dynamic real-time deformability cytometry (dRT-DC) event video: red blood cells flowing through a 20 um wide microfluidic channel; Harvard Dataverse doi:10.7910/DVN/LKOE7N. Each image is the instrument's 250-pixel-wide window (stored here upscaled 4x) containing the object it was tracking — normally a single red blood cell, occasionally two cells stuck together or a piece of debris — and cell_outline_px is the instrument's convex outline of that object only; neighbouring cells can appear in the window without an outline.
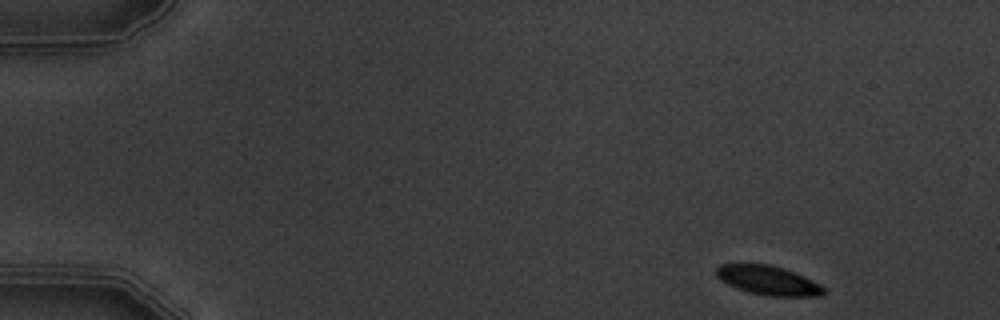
{"species": "common noctule bat (a hibernating species)", "species_latin": "Nyctalus noctula", "temperature_condition": "warm", "stored_images_in_passage": 10, "camera_frame_rate_fps": 3000, "um_per_image_px": 0.085, "animal": {"sex": "male", "body_mass_g": 19.5, "forearm_length_mm": 54.6}, "frame": {"image": 1, "passage_image": 1, "time_ms": 0.0, "image_size_px": [1000, 320], "cell_outline_px": [[828, 292], [824, 296], [768, 296], [748, 292], [736, 288], [720, 280], [716, 276], [716, 268], [720, 264], [768, 264], [804, 276], [820, 284]], "centroid_in_image_um": [65.31, 23.85], "position_along_channel_um": 19.7, "area_um2": 18.26}}
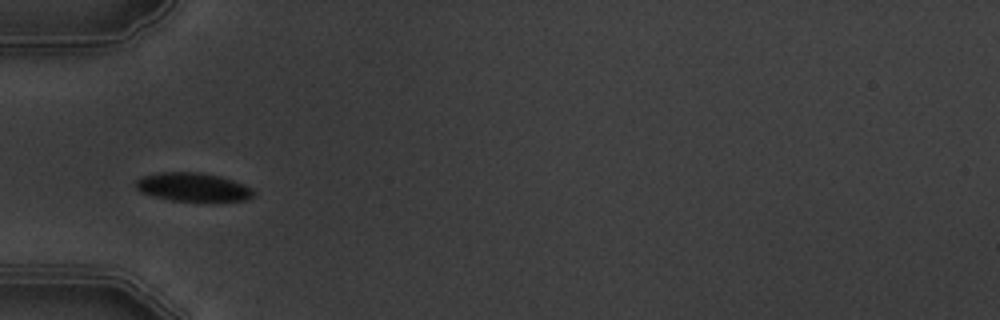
{"frame": {"image": 2, "passage_image": 4, "time_ms": 4.333, "image_size_px": [1000, 320], "cell_outline_px": [[256, 192], [252, 196], [244, 200], [212, 204], [208, 204], [172, 200], [140, 192], [136, 188], [136, 180], [144, 176], [160, 172], [200, 172], [220, 176], [244, 184], [252, 188]], "centroid_in_image_um": [16.48, 15.95], "position_along_channel_um": 68.5, "area_um2": 20.29}}